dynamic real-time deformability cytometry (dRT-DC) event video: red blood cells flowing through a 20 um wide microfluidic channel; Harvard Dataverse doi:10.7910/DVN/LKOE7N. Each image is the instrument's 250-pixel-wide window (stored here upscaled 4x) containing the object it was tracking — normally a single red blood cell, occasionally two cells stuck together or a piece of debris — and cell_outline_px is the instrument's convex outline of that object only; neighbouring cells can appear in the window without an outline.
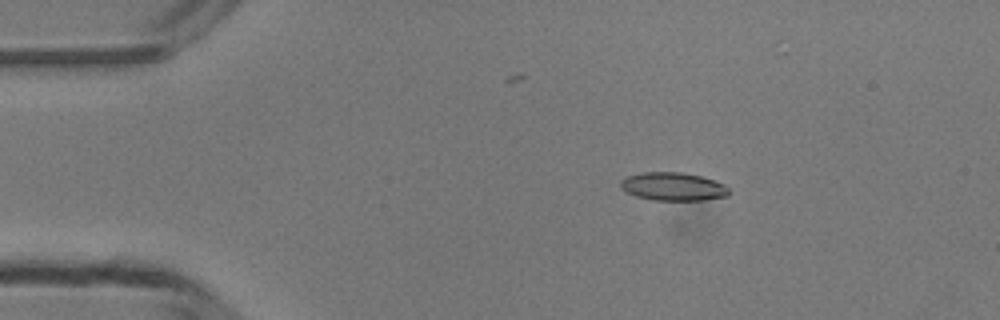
{"species": "common noctule bat (a hibernating species)", "species_latin": "Nyctalus noctula", "temperature_condition": "room temperature", "stored_images_in_passage": 48, "camera_frame_rate_fps": 3000, "um_per_image_px": 0.085, "animal": {"sex": "male", "body_mass_g": 13.3}, "frame": {"image": 1, "passage_image": 8, "time_ms": 2.333, "image_size_px": [1000, 320], "cell_outline_px": [[732, 192], [728, 196], [704, 200], [652, 200], [636, 196], [620, 188], [620, 180], [628, 176], [644, 172], [684, 172], [700, 176], [724, 184]], "centroid_in_image_um": [57.23, 15.86], "position_along_channel_um": 27.8, "area_um2": 17.86}}
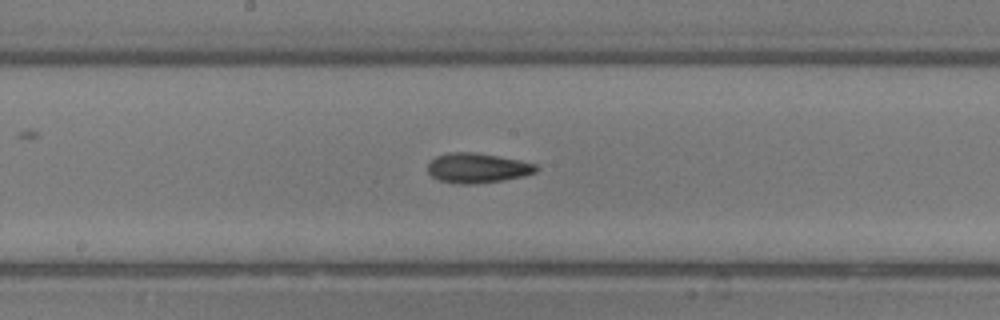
{"frame": {"image": 2, "passage_image": 25, "time_ms": 8.0, "image_size_px": [1000, 320], "cell_outline_px": [[540, 168], [536, 172], [524, 176], [504, 180], [476, 184], [456, 184], [440, 180], [432, 176], [428, 172], [428, 164], [436, 156], [448, 152], [476, 152], [520, 160], [536, 164]], "centroid_in_image_um": [40.6, 14.28], "position_along_channel_um": 207.6, "area_um2": 19.02}}
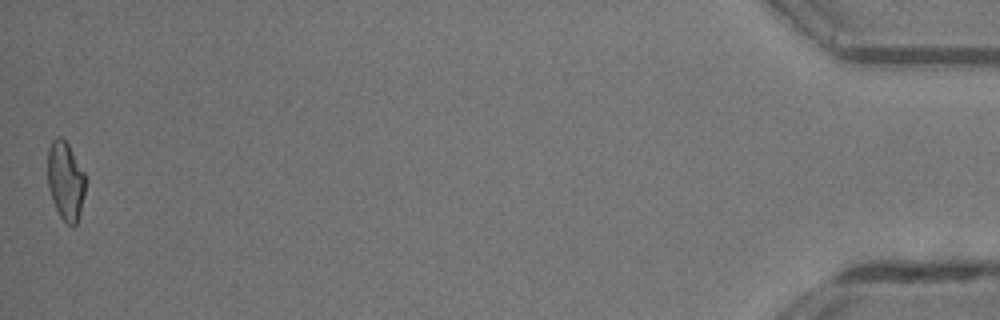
{"frame": {"image": 3, "passage_image": 48, "time_ms": 15.667, "image_size_px": [1000, 320], "cell_outline_px": [[84, 192], [80, 212], [76, 224], [72, 228], [60, 216], [52, 200], [48, 188], [48, 148], [52, 140], [56, 136], [60, 136], [68, 144], [84, 172]], "centroid_in_image_um": [5.55, 15.36], "position_along_channel_um": 429.7, "area_um2": 17.11}, "authors_computed_cell_mechanics": {"area_um2": 17.8313, "velocity_mm_per_s": 4.223, "shape_relaxation_time_tau1_ms": null, "shape_relaxation_time_tau2_ms": 3.6549, "deformation_change_tau1": null, "deformation_change_tau2": 0.1197}}